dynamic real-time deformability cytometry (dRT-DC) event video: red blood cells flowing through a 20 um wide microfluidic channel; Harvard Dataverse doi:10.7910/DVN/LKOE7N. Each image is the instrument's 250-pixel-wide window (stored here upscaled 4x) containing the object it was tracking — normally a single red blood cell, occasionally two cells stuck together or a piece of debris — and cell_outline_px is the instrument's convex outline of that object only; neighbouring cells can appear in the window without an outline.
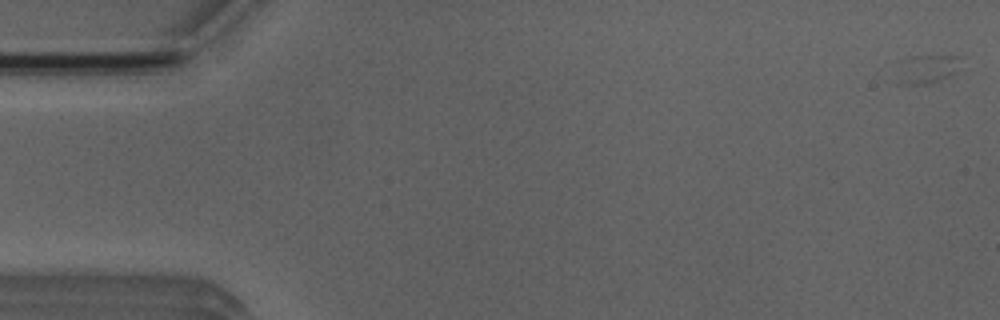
{"species": "Egyptian fruit bat (a non-hibernating species)", "species_latin": "Rousettus aegyptiacus", "temperature_condition": "room temperature", "stored_images_in_passage": 7, "camera_frame_rate_fps": 3000, "um_per_image_px": 0.085, "animal": {"sex": "male"}, "frame": {"image": 1, "passage_image": 1, "time_ms": 0.0, "image_size_px": [1000, 320], "cell_outline_px": [[960, 56], [952, 72], [948, 76], [928, 84], [896, 84], [900, 60], [908, 56]], "centroid_in_image_um": [78.63, 5.87], "position_along_channel_um": 6.4, "area_um2": 10.35}}